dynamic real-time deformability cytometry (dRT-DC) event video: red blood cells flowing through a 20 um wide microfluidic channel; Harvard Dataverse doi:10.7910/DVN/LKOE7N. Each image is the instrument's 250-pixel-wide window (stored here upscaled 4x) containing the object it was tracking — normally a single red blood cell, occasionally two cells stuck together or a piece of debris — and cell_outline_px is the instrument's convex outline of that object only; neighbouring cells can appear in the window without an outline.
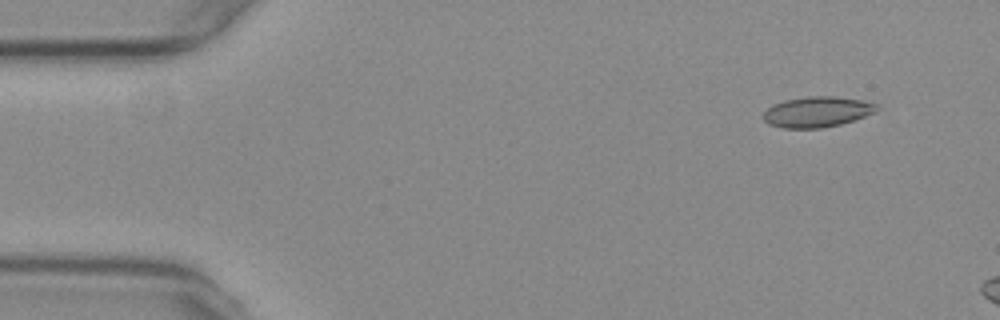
{"species": "common noctule bat (a hibernating species)", "species_latin": "Nyctalus noctula", "temperature_condition": "warm", "stored_images_in_passage": 8, "camera_frame_rate_fps": 3000, "um_per_image_px": 0.085, "animal": {"sex": "female", "body_mass_g": 29.2, "forearm_length_mm": 56.3}, "frame": {"image": 1, "passage_image": 2, "time_ms": 0.333, "image_size_px": [1000, 320], "cell_outline_px": [[880, 108], [876, 112], [840, 124], [820, 128], [784, 128], [768, 124], [764, 120], [764, 112], [772, 104], [784, 100], [808, 96], [836, 96], [864, 100], [880, 104]], "centroid_in_image_um": [69.49, 9.49], "position_along_channel_um": 15.5, "area_um2": 20.35}}